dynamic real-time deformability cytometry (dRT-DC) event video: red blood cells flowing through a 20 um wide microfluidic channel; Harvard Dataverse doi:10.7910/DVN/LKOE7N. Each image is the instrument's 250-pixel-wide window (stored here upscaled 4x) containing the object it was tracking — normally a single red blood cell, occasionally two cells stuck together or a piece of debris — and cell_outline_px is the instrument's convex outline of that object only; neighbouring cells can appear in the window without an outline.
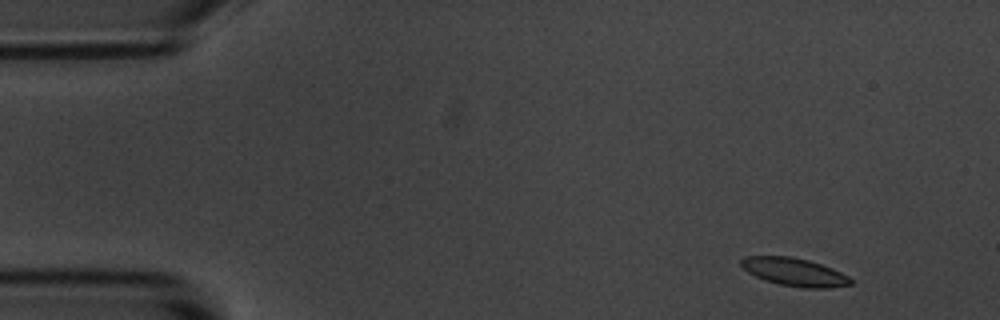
{"species": "common noctule bat (a hibernating species)", "species_latin": "Nyctalus noctula", "temperature_condition": "room temperature", "stored_images_in_passage": 5, "camera_frame_rate_fps": 3000, "um_per_image_px": 0.085, "animal": {"sex": "male", "body_mass_g": 20.1, "forearm_length_mm": 53.5}, "frame": {"image": 1, "passage_image": 1, "time_ms": 0.0, "image_size_px": [1000, 320], "cell_outline_px": [[852, 284], [828, 288], [804, 288], [780, 284], [764, 280], [748, 272], [740, 264], [740, 260], [744, 256], [792, 256], [808, 260], [832, 268], [848, 276], [852, 280]], "centroid_in_image_um": [67.51, 23.11], "position_along_channel_um": 17.5, "area_um2": 17.8}}